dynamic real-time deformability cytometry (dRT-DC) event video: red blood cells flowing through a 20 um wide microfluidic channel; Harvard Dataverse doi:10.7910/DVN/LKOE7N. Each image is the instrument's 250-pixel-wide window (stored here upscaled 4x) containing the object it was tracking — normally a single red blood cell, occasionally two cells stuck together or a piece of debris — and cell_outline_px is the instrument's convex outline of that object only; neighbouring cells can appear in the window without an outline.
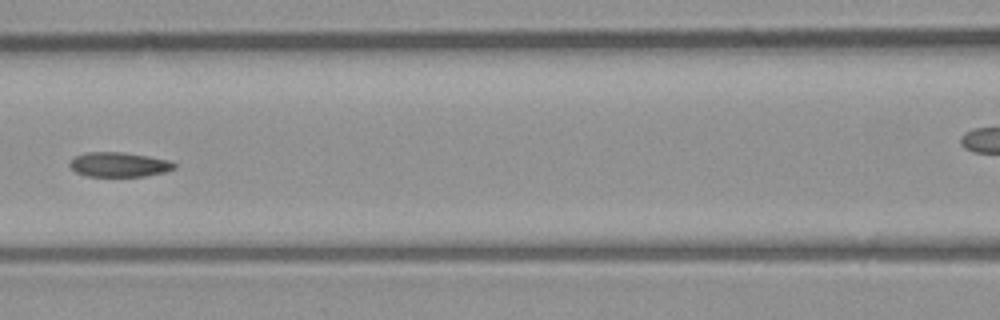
{"species": "common noctule bat (a hibernating species)", "species_latin": "Nyctalus noctula", "temperature_condition": "room temperature", "stored_images_in_passage": 9, "camera_frame_rate_fps": 3000, "um_per_image_px": 0.085, "animal": {"sex": "male", "body_mass_g": 23.1, "forearm_length_mm": 52.7}, "frame": {"image": 1, "passage_image": 7, "time_ms": 7.0, "image_size_px": [1000, 320], "cell_outline_px": [[176, 168], [164, 172], [144, 176], [88, 176], [76, 172], [68, 164], [68, 160], [84, 152], [124, 152], [148, 156], [168, 160], [176, 164]], "centroid_in_image_um": [10.09, 13.98], "position_along_channel_um": 156.5, "area_um2": 15.03}}
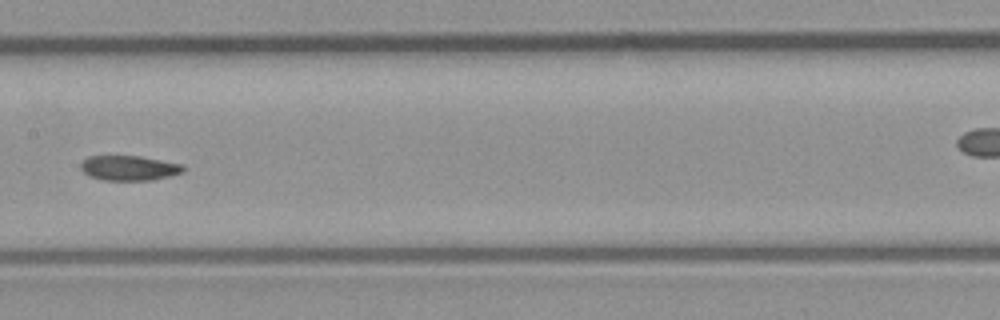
{"frame": {"image": 2, "passage_image": 8, "time_ms": 8.0, "image_size_px": [1000, 320], "cell_outline_px": [[188, 168], [184, 172], [152, 180], [104, 180], [88, 176], [80, 168], [80, 164], [88, 156], [140, 156], [184, 164]], "centroid_in_image_um": [11.01, 14.28], "position_along_channel_um": 196.4, "area_um2": 15.03}}